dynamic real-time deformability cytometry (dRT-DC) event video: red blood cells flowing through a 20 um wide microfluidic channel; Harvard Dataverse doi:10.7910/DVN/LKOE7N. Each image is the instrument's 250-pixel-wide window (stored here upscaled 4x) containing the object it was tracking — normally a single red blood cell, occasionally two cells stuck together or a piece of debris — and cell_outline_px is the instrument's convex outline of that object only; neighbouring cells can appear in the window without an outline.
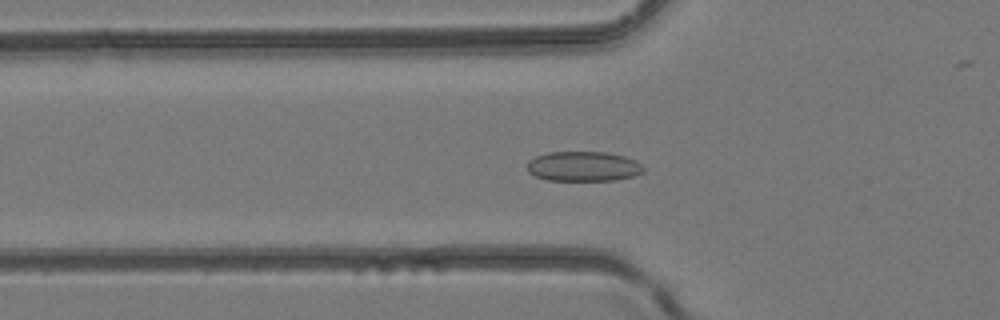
{"species": "common noctule bat (a hibernating species)", "species_latin": "Nyctalus noctula", "temperature_condition": "room temperature", "stored_images_in_passage": 31, "camera_frame_rate_fps": 3000, "um_per_image_px": 0.085, "animal": {"sex": "female", "body_mass_g": 24.6, "forearm_length_mm": 56.2}, "frame": {"image": 1, "passage_image": 8, "time_ms": 2.333, "image_size_px": [1000, 320], "cell_outline_px": [[644, 172], [632, 176], [616, 180], [548, 180], [536, 176], [528, 172], [528, 160], [536, 156], [548, 152], [608, 152], [624, 156], [636, 160], [644, 168]], "centroid_in_image_um": [49.59, 14.13], "position_along_channel_um": 76.2, "area_um2": 20.23}}
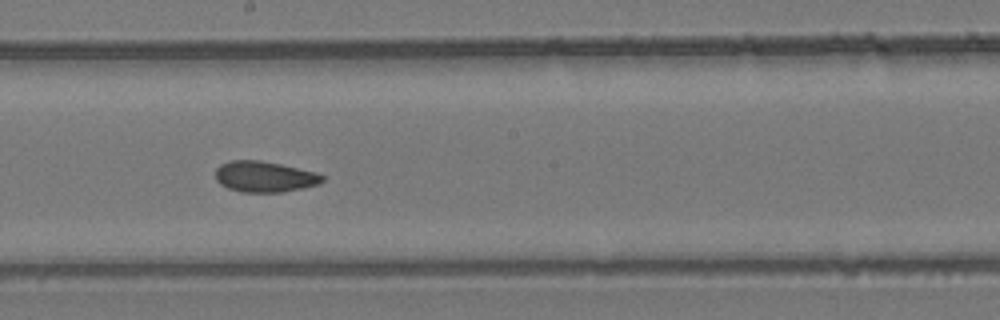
{"frame": {"image": 2, "passage_image": 17, "time_ms": 5.333, "image_size_px": [1000, 320], "cell_outline_px": [[324, 180], [320, 184], [304, 188], [280, 192], [240, 192], [228, 188], [220, 184], [216, 180], [216, 168], [220, 164], [232, 160], [260, 160], [280, 164], [316, 172], [324, 176]], "centroid_in_image_um": [22.49, 15.02], "position_along_channel_um": 225.7, "area_um2": 19.31}}
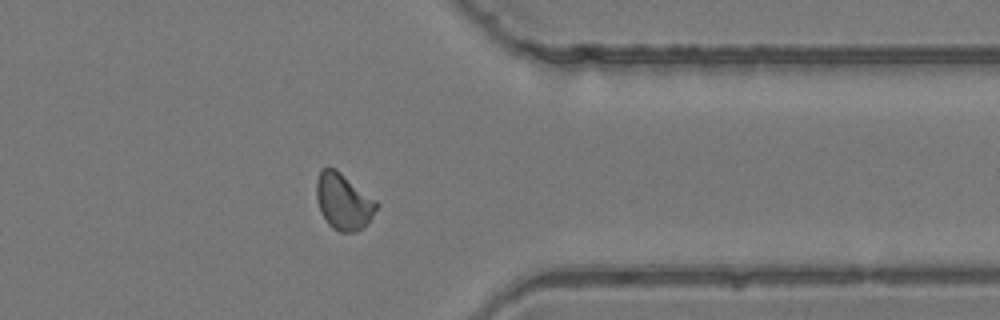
{"frame": {"image": 3, "passage_image": 27, "time_ms": 8.667, "image_size_px": [1000, 320], "cell_outline_px": [[380, 204], [368, 224], [364, 228], [356, 232], [340, 232], [332, 228], [328, 224], [320, 212], [316, 196], [316, 180], [320, 168], [328, 164], [336, 168], [376, 200]], "centroid_in_image_um": [29.18, 17.1], "position_along_channel_um": 382.2, "area_um2": 20.29}}